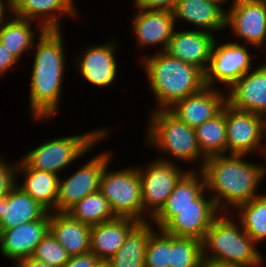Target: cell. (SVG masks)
<instances>
[{
  "label": "cell",
  "mask_w": 266,
  "mask_h": 267,
  "mask_svg": "<svg viewBox=\"0 0 266 267\" xmlns=\"http://www.w3.org/2000/svg\"><path fill=\"white\" fill-rule=\"evenodd\" d=\"M63 30H45L35 41L30 77L29 112L35 121L48 122L57 116L66 77ZM52 117V118H51ZM45 120V121H44Z\"/></svg>",
  "instance_id": "obj_1"
},
{
  "label": "cell",
  "mask_w": 266,
  "mask_h": 267,
  "mask_svg": "<svg viewBox=\"0 0 266 267\" xmlns=\"http://www.w3.org/2000/svg\"><path fill=\"white\" fill-rule=\"evenodd\" d=\"M248 155L224 154L205 160L206 190L219 212H236L235 209L253 198L266 177V164L251 163ZM231 208V209H230Z\"/></svg>",
  "instance_id": "obj_2"
},
{
  "label": "cell",
  "mask_w": 266,
  "mask_h": 267,
  "mask_svg": "<svg viewBox=\"0 0 266 267\" xmlns=\"http://www.w3.org/2000/svg\"><path fill=\"white\" fill-rule=\"evenodd\" d=\"M147 87L155 96L154 110H168L176 102L205 87V74L196 66L170 56L165 51L142 56Z\"/></svg>",
  "instance_id": "obj_3"
},
{
  "label": "cell",
  "mask_w": 266,
  "mask_h": 267,
  "mask_svg": "<svg viewBox=\"0 0 266 267\" xmlns=\"http://www.w3.org/2000/svg\"><path fill=\"white\" fill-rule=\"evenodd\" d=\"M203 261L227 267H265L264 254L233 212H220L202 241Z\"/></svg>",
  "instance_id": "obj_4"
},
{
  "label": "cell",
  "mask_w": 266,
  "mask_h": 267,
  "mask_svg": "<svg viewBox=\"0 0 266 267\" xmlns=\"http://www.w3.org/2000/svg\"><path fill=\"white\" fill-rule=\"evenodd\" d=\"M150 118L146 126V140L149 148H155L160 159L165 161L179 160L187 162V165L198 166L192 170H202L206 158L199 149L195 129L179 120L169 110L149 111ZM171 157V158H170ZM175 157V158H174ZM170 158V159H169ZM198 162V164H197Z\"/></svg>",
  "instance_id": "obj_5"
},
{
  "label": "cell",
  "mask_w": 266,
  "mask_h": 267,
  "mask_svg": "<svg viewBox=\"0 0 266 267\" xmlns=\"http://www.w3.org/2000/svg\"><path fill=\"white\" fill-rule=\"evenodd\" d=\"M110 130L109 127H101L87 133L47 139L19 158L17 168H34L60 176L72 162L86 156L101 141L109 138Z\"/></svg>",
  "instance_id": "obj_6"
},
{
  "label": "cell",
  "mask_w": 266,
  "mask_h": 267,
  "mask_svg": "<svg viewBox=\"0 0 266 267\" xmlns=\"http://www.w3.org/2000/svg\"><path fill=\"white\" fill-rule=\"evenodd\" d=\"M107 163L101 179L100 192L108 200L116 217H128L143 222L141 181L138 167L111 170ZM109 167V168H108Z\"/></svg>",
  "instance_id": "obj_7"
},
{
  "label": "cell",
  "mask_w": 266,
  "mask_h": 267,
  "mask_svg": "<svg viewBox=\"0 0 266 267\" xmlns=\"http://www.w3.org/2000/svg\"><path fill=\"white\" fill-rule=\"evenodd\" d=\"M208 194L205 189L197 197V207L162 208L150 221L170 235L203 241L213 219L220 213Z\"/></svg>",
  "instance_id": "obj_8"
},
{
  "label": "cell",
  "mask_w": 266,
  "mask_h": 267,
  "mask_svg": "<svg viewBox=\"0 0 266 267\" xmlns=\"http://www.w3.org/2000/svg\"><path fill=\"white\" fill-rule=\"evenodd\" d=\"M158 156L144 168L138 167L141 181L143 222L150 221L164 206L174 186L191 168L184 170L177 161Z\"/></svg>",
  "instance_id": "obj_9"
},
{
  "label": "cell",
  "mask_w": 266,
  "mask_h": 267,
  "mask_svg": "<svg viewBox=\"0 0 266 267\" xmlns=\"http://www.w3.org/2000/svg\"><path fill=\"white\" fill-rule=\"evenodd\" d=\"M226 136L227 154L254 157L258 153L260 157L262 155L266 159V118L264 116L235 109L226 103Z\"/></svg>",
  "instance_id": "obj_10"
},
{
  "label": "cell",
  "mask_w": 266,
  "mask_h": 267,
  "mask_svg": "<svg viewBox=\"0 0 266 267\" xmlns=\"http://www.w3.org/2000/svg\"><path fill=\"white\" fill-rule=\"evenodd\" d=\"M217 36L211 50L208 69L205 73V86L228 89L254 67L252 59L256 55L249 52L248 45L236 41L218 43ZM219 44V45H218ZM252 65V66H251Z\"/></svg>",
  "instance_id": "obj_11"
},
{
  "label": "cell",
  "mask_w": 266,
  "mask_h": 267,
  "mask_svg": "<svg viewBox=\"0 0 266 267\" xmlns=\"http://www.w3.org/2000/svg\"><path fill=\"white\" fill-rule=\"evenodd\" d=\"M112 150L98 153L84 162L73 174L59 179L56 212H67L85 196L100 190V179L107 163L112 160ZM63 179H62V178Z\"/></svg>",
  "instance_id": "obj_12"
},
{
  "label": "cell",
  "mask_w": 266,
  "mask_h": 267,
  "mask_svg": "<svg viewBox=\"0 0 266 267\" xmlns=\"http://www.w3.org/2000/svg\"><path fill=\"white\" fill-rule=\"evenodd\" d=\"M233 37L257 50L262 49L266 40V0H237L227 9L226 29Z\"/></svg>",
  "instance_id": "obj_13"
},
{
  "label": "cell",
  "mask_w": 266,
  "mask_h": 267,
  "mask_svg": "<svg viewBox=\"0 0 266 267\" xmlns=\"http://www.w3.org/2000/svg\"><path fill=\"white\" fill-rule=\"evenodd\" d=\"M113 40V41H112ZM119 42L116 39L103 44L85 46L83 52L74 57L78 70L84 81L92 86L109 87L114 84L118 75V62L116 61Z\"/></svg>",
  "instance_id": "obj_14"
},
{
  "label": "cell",
  "mask_w": 266,
  "mask_h": 267,
  "mask_svg": "<svg viewBox=\"0 0 266 267\" xmlns=\"http://www.w3.org/2000/svg\"><path fill=\"white\" fill-rule=\"evenodd\" d=\"M50 231V212L41 219L0 230V252L16 262L32 257L36 246Z\"/></svg>",
  "instance_id": "obj_15"
},
{
  "label": "cell",
  "mask_w": 266,
  "mask_h": 267,
  "mask_svg": "<svg viewBox=\"0 0 266 267\" xmlns=\"http://www.w3.org/2000/svg\"><path fill=\"white\" fill-rule=\"evenodd\" d=\"M132 17V34L136 39L135 45L148 48L160 45V52L166 50L176 29L173 12L163 10H149L135 7Z\"/></svg>",
  "instance_id": "obj_16"
},
{
  "label": "cell",
  "mask_w": 266,
  "mask_h": 267,
  "mask_svg": "<svg viewBox=\"0 0 266 267\" xmlns=\"http://www.w3.org/2000/svg\"><path fill=\"white\" fill-rule=\"evenodd\" d=\"M75 4L76 0H10L12 15L39 23L45 30H63V16H80Z\"/></svg>",
  "instance_id": "obj_17"
},
{
  "label": "cell",
  "mask_w": 266,
  "mask_h": 267,
  "mask_svg": "<svg viewBox=\"0 0 266 267\" xmlns=\"http://www.w3.org/2000/svg\"><path fill=\"white\" fill-rule=\"evenodd\" d=\"M227 90V104L266 118V63L255 65Z\"/></svg>",
  "instance_id": "obj_18"
},
{
  "label": "cell",
  "mask_w": 266,
  "mask_h": 267,
  "mask_svg": "<svg viewBox=\"0 0 266 267\" xmlns=\"http://www.w3.org/2000/svg\"><path fill=\"white\" fill-rule=\"evenodd\" d=\"M220 90V88L205 86L199 92L176 102L168 110L195 129L222 111L227 103L226 90Z\"/></svg>",
  "instance_id": "obj_19"
},
{
  "label": "cell",
  "mask_w": 266,
  "mask_h": 267,
  "mask_svg": "<svg viewBox=\"0 0 266 267\" xmlns=\"http://www.w3.org/2000/svg\"><path fill=\"white\" fill-rule=\"evenodd\" d=\"M213 33L198 29H175L165 50L170 56L199 68L206 73L215 40Z\"/></svg>",
  "instance_id": "obj_20"
},
{
  "label": "cell",
  "mask_w": 266,
  "mask_h": 267,
  "mask_svg": "<svg viewBox=\"0 0 266 267\" xmlns=\"http://www.w3.org/2000/svg\"><path fill=\"white\" fill-rule=\"evenodd\" d=\"M172 12L175 23L178 19L185 20L193 28L197 26L198 30L213 32L214 35V32L226 31L227 10L214 1L178 0Z\"/></svg>",
  "instance_id": "obj_21"
},
{
  "label": "cell",
  "mask_w": 266,
  "mask_h": 267,
  "mask_svg": "<svg viewBox=\"0 0 266 267\" xmlns=\"http://www.w3.org/2000/svg\"><path fill=\"white\" fill-rule=\"evenodd\" d=\"M139 223L132 218L116 217L113 220L91 226L90 252L100 260L108 261Z\"/></svg>",
  "instance_id": "obj_22"
},
{
  "label": "cell",
  "mask_w": 266,
  "mask_h": 267,
  "mask_svg": "<svg viewBox=\"0 0 266 267\" xmlns=\"http://www.w3.org/2000/svg\"><path fill=\"white\" fill-rule=\"evenodd\" d=\"M48 211L17 185L0 196V230L41 219Z\"/></svg>",
  "instance_id": "obj_23"
},
{
  "label": "cell",
  "mask_w": 266,
  "mask_h": 267,
  "mask_svg": "<svg viewBox=\"0 0 266 267\" xmlns=\"http://www.w3.org/2000/svg\"><path fill=\"white\" fill-rule=\"evenodd\" d=\"M50 232L70 257L90 252L91 226L66 212H50Z\"/></svg>",
  "instance_id": "obj_24"
},
{
  "label": "cell",
  "mask_w": 266,
  "mask_h": 267,
  "mask_svg": "<svg viewBox=\"0 0 266 267\" xmlns=\"http://www.w3.org/2000/svg\"><path fill=\"white\" fill-rule=\"evenodd\" d=\"M33 22L12 14L0 22V43L18 61L24 54L31 53L34 41L38 39L36 36L45 31L39 23L34 25Z\"/></svg>",
  "instance_id": "obj_25"
},
{
  "label": "cell",
  "mask_w": 266,
  "mask_h": 267,
  "mask_svg": "<svg viewBox=\"0 0 266 267\" xmlns=\"http://www.w3.org/2000/svg\"><path fill=\"white\" fill-rule=\"evenodd\" d=\"M17 182L25 193H28L36 202L44 207L48 212H56V200L60 176L34 168H17ZM22 176V181L18 182V176Z\"/></svg>",
  "instance_id": "obj_26"
},
{
  "label": "cell",
  "mask_w": 266,
  "mask_h": 267,
  "mask_svg": "<svg viewBox=\"0 0 266 267\" xmlns=\"http://www.w3.org/2000/svg\"><path fill=\"white\" fill-rule=\"evenodd\" d=\"M157 227L151 221L140 222L126 237L124 244L108 260L111 267H145L148 239Z\"/></svg>",
  "instance_id": "obj_27"
},
{
  "label": "cell",
  "mask_w": 266,
  "mask_h": 267,
  "mask_svg": "<svg viewBox=\"0 0 266 267\" xmlns=\"http://www.w3.org/2000/svg\"><path fill=\"white\" fill-rule=\"evenodd\" d=\"M195 134L201 154L206 159L227 154L226 104L220 113L196 127Z\"/></svg>",
  "instance_id": "obj_28"
},
{
  "label": "cell",
  "mask_w": 266,
  "mask_h": 267,
  "mask_svg": "<svg viewBox=\"0 0 266 267\" xmlns=\"http://www.w3.org/2000/svg\"><path fill=\"white\" fill-rule=\"evenodd\" d=\"M233 215L242 225L243 230L258 245L266 239V193L247 203L239 205ZM239 212V213H238ZM238 213V214H237Z\"/></svg>",
  "instance_id": "obj_29"
},
{
  "label": "cell",
  "mask_w": 266,
  "mask_h": 267,
  "mask_svg": "<svg viewBox=\"0 0 266 267\" xmlns=\"http://www.w3.org/2000/svg\"><path fill=\"white\" fill-rule=\"evenodd\" d=\"M66 213L89 226L98 225L116 218L108 200L100 191L85 196Z\"/></svg>",
  "instance_id": "obj_30"
},
{
  "label": "cell",
  "mask_w": 266,
  "mask_h": 267,
  "mask_svg": "<svg viewBox=\"0 0 266 267\" xmlns=\"http://www.w3.org/2000/svg\"><path fill=\"white\" fill-rule=\"evenodd\" d=\"M206 189L204 173L189 170L174 186L162 208L197 207V197Z\"/></svg>",
  "instance_id": "obj_31"
},
{
  "label": "cell",
  "mask_w": 266,
  "mask_h": 267,
  "mask_svg": "<svg viewBox=\"0 0 266 267\" xmlns=\"http://www.w3.org/2000/svg\"><path fill=\"white\" fill-rule=\"evenodd\" d=\"M202 262V241L171 235L169 267H200Z\"/></svg>",
  "instance_id": "obj_32"
},
{
  "label": "cell",
  "mask_w": 266,
  "mask_h": 267,
  "mask_svg": "<svg viewBox=\"0 0 266 267\" xmlns=\"http://www.w3.org/2000/svg\"><path fill=\"white\" fill-rule=\"evenodd\" d=\"M171 235L156 228L150 235L144 255L145 267H169Z\"/></svg>",
  "instance_id": "obj_33"
},
{
  "label": "cell",
  "mask_w": 266,
  "mask_h": 267,
  "mask_svg": "<svg viewBox=\"0 0 266 267\" xmlns=\"http://www.w3.org/2000/svg\"><path fill=\"white\" fill-rule=\"evenodd\" d=\"M32 257L56 267H63L70 258L67 251L50 231L36 246Z\"/></svg>",
  "instance_id": "obj_34"
},
{
  "label": "cell",
  "mask_w": 266,
  "mask_h": 267,
  "mask_svg": "<svg viewBox=\"0 0 266 267\" xmlns=\"http://www.w3.org/2000/svg\"><path fill=\"white\" fill-rule=\"evenodd\" d=\"M2 158L0 157V196L8 195L16 186L18 165V161L10 164Z\"/></svg>",
  "instance_id": "obj_35"
},
{
  "label": "cell",
  "mask_w": 266,
  "mask_h": 267,
  "mask_svg": "<svg viewBox=\"0 0 266 267\" xmlns=\"http://www.w3.org/2000/svg\"><path fill=\"white\" fill-rule=\"evenodd\" d=\"M133 5L141 9L172 12L178 0H133Z\"/></svg>",
  "instance_id": "obj_36"
},
{
  "label": "cell",
  "mask_w": 266,
  "mask_h": 267,
  "mask_svg": "<svg viewBox=\"0 0 266 267\" xmlns=\"http://www.w3.org/2000/svg\"><path fill=\"white\" fill-rule=\"evenodd\" d=\"M100 259L91 252L72 256L63 267H96Z\"/></svg>",
  "instance_id": "obj_37"
},
{
  "label": "cell",
  "mask_w": 266,
  "mask_h": 267,
  "mask_svg": "<svg viewBox=\"0 0 266 267\" xmlns=\"http://www.w3.org/2000/svg\"><path fill=\"white\" fill-rule=\"evenodd\" d=\"M18 63L19 61L0 43V78Z\"/></svg>",
  "instance_id": "obj_38"
},
{
  "label": "cell",
  "mask_w": 266,
  "mask_h": 267,
  "mask_svg": "<svg viewBox=\"0 0 266 267\" xmlns=\"http://www.w3.org/2000/svg\"><path fill=\"white\" fill-rule=\"evenodd\" d=\"M12 266L13 267H56V266L49 265L45 262L38 261L34 259L33 257L22 259L16 262L15 264H13Z\"/></svg>",
  "instance_id": "obj_39"
},
{
  "label": "cell",
  "mask_w": 266,
  "mask_h": 267,
  "mask_svg": "<svg viewBox=\"0 0 266 267\" xmlns=\"http://www.w3.org/2000/svg\"><path fill=\"white\" fill-rule=\"evenodd\" d=\"M11 14L10 0H0V22Z\"/></svg>",
  "instance_id": "obj_40"
},
{
  "label": "cell",
  "mask_w": 266,
  "mask_h": 267,
  "mask_svg": "<svg viewBox=\"0 0 266 267\" xmlns=\"http://www.w3.org/2000/svg\"><path fill=\"white\" fill-rule=\"evenodd\" d=\"M211 1H214V2H216V3H218V4H220L222 7H224V5H225V3L227 4V3H229L230 1L229 0H211ZM228 1V2H227ZM236 1L237 0H232L231 2V4H230V7L229 8H231L235 3H236ZM224 4V5H223Z\"/></svg>",
  "instance_id": "obj_41"
},
{
  "label": "cell",
  "mask_w": 266,
  "mask_h": 267,
  "mask_svg": "<svg viewBox=\"0 0 266 267\" xmlns=\"http://www.w3.org/2000/svg\"><path fill=\"white\" fill-rule=\"evenodd\" d=\"M200 267H227V266L218 265V264H212V263L203 261V262L201 263Z\"/></svg>",
  "instance_id": "obj_42"
},
{
  "label": "cell",
  "mask_w": 266,
  "mask_h": 267,
  "mask_svg": "<svg viewBox=\"0 0 266 267\" xmlns=\"http://www.w3.org/2000/svg\"><path fill=\"white\" fill-rule=\"evenodd\" d=\"M96 267H111L108 261L100 260Z\"/></svg>",
  "instance_id": "obj_43"
},
{
  "label": "cell",
  "mask_w": 266,
  "mask_h": 267,
  "mask_svg": "<svg viewBox=\"0 0 266 267\" xmlns=\"http://www.w3.org/2000/svg\"><path fill=\"white\" fill-rule=\"evenodd\" d=\"M265 46V47H264ZM263 48L264 49H266V40H265V43H264V45H263ZM266 51V50H265ZM266 53V52H265ZM263 63H266V60L265 61H263Z\"/></svg>",
  "instance_id": "obj_44"
}]
</instances>
